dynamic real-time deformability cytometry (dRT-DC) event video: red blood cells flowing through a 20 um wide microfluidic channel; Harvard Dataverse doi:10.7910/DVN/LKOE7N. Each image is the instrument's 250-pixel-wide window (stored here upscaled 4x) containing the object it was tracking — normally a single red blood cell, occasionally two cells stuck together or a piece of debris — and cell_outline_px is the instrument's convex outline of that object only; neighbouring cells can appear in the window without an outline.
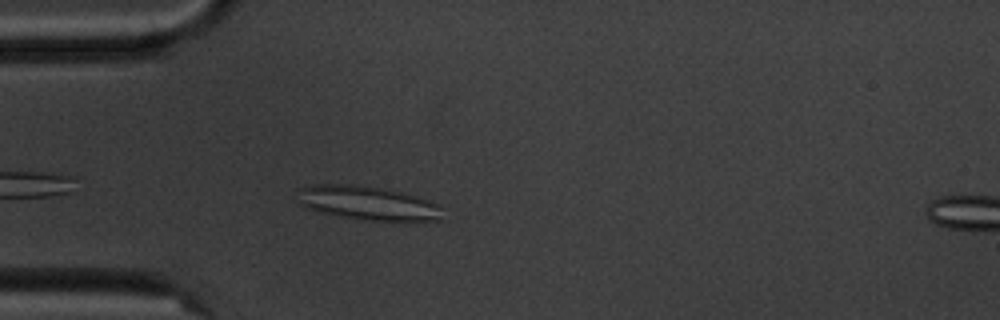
{"species": "common noctule bat (a hibernating species)", "species_latin": "Nyctalus noctula", "temperature_condition": "cold", "stored_images_in_passage": 4, "camera_frame_rate_fps": 3000, "um_per_image_px": 0.085, "animal": {"sex": "male", "body_mass_g": 20.1, "forearm_length_mm": 53.5}, "frame": {"image": 1, "passage_image": 3, "time_ms": 3.0, "image_size_px": [1000, 320], "cell_outline_px": [[448, 220], [412, 224], [368, 220], [340, 216], [320, 212], [308, 208], [300, 204], [300, 188], [312, 184], [348, 184], [380, 188], [400, 192], [416, 196], [428, 200], [436, 204], [440, 208]], "centroid_in_image_um": [31.43, 17.32], "position_along_channel_um": 53.6, "area_um2": 29.42}}